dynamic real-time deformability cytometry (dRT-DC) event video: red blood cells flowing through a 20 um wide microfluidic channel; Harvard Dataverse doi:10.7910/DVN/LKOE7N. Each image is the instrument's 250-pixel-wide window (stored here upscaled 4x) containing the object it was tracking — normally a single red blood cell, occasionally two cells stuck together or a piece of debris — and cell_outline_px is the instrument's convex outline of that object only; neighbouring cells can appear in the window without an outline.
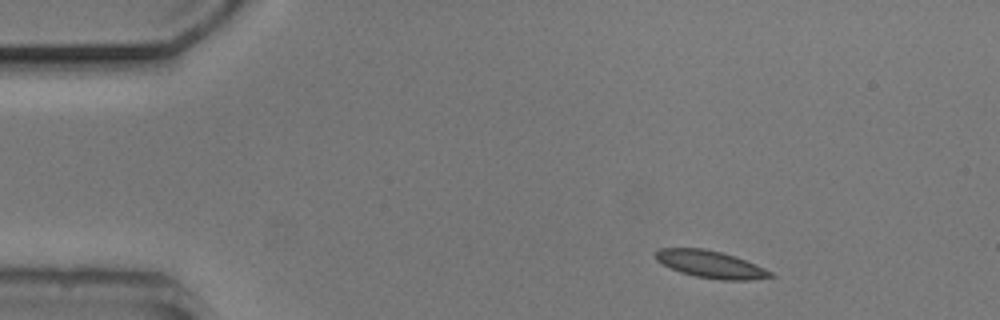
{"species": "common noctule bat (a hibernating species)", "species_latin": "Nyctalus noctula", "temperature_condition": "cold", "stored_images_in_passage": 8, "camera_frame_rate_fps": 3000, "um_per_image_px": 0.085, "animal": {"sex": "male", "body_mass_g": 20.5, "forearm_length_mm": 52.5}, "frame": {"image": 1, "passage_image": 1, "time_ms": 0.0, "image_size_px": [1000, 320], "cell_outline_px": [[776, 276], [748, 280], [720, 280], [696, 276], [680, 272], [656, 260], [652, 252], [660, 248], [704, 248], [736, 256], [756, 264], [772, 272]], "centroid_in_image_um": [60.39, 22.46], "position_along_channel_um": 24.6, "area_um2": 18.26}}